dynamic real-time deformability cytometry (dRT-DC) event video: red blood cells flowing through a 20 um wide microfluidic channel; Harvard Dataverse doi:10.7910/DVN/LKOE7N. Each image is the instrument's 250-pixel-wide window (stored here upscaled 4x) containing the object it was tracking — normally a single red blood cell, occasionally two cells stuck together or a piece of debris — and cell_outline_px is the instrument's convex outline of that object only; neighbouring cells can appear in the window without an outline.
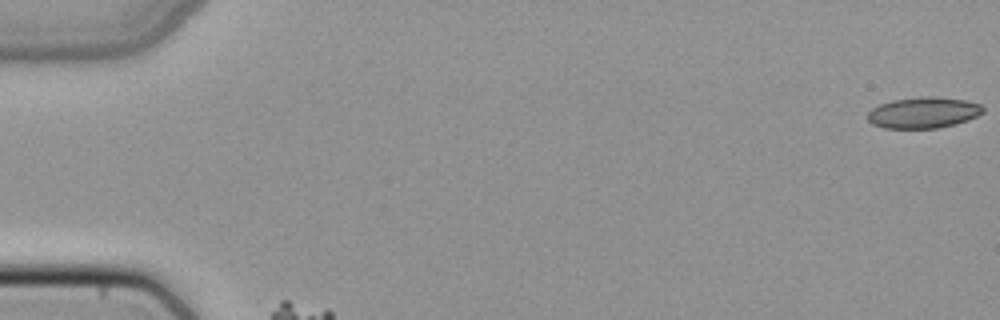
{"species": "common noctule bat (a hibernating species)", "species_latin": "Nyctalus noctula", "temperature_condition": "cold", "stored_images_in_passage": 33, "segment_of_instrument_passage": [1, 2], "camera_frame_rate_fps": 3000, "um_per_image_px": 0.085, "animal": {"sex": "female", "body_mass_g": 22.7, "forearm_length_mm": 54.2}, "frame": {"image": 1, "passage_image": 1, "time_ms": 0.0, "image_size_px": [1000, 320], "cell_outline_px": [[984, 112], [968, 120], [956, 124], [940, 128], [884, 128], [872, 124], [868, 120], [868, 112], [872, 108], [880, 104], [892, 100], [920, 96], [936, 96], [964, 100], [980, 104], [984, 108]], "centroid_in_image_um": [78.49, 9.57], "position_along_channel_um": 6.5, "area_um2": 21.04}}